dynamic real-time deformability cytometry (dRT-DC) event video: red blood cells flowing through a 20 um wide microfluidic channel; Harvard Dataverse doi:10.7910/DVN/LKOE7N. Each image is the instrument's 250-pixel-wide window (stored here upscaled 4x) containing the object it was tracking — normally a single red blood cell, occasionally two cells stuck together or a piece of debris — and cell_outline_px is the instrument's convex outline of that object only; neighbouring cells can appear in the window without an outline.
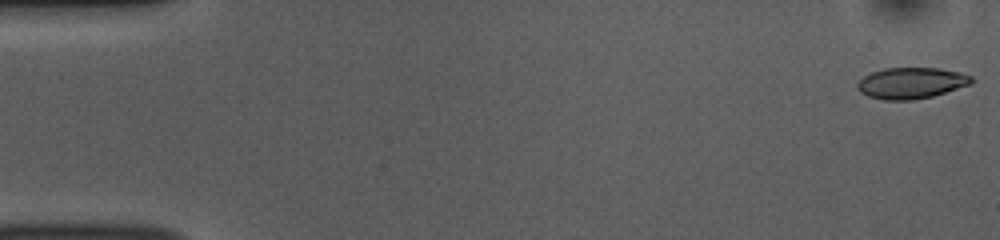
{"species": "common noctule bat (a hibernating species)", "species_latin": "Nyctalus noctula", "temperature_condition": "room temperature", "stored_images_in_passage": 52, "camera_frame_rate_fps": 3000, "um_per_image_px": 0.085, "animal": {"sex": "female", "body_mass_g": 10.0, "forearm_length_mm": 53.1}, "frame": {"image": 1, "passage_image": 1, "time_ms": 0.0, "image_size_px": [1000, 240], "cell_outline_px": [[972, 84], [932, 96], [912, 100], [884, 100], [868, 96], [860, 92], [856, 88], [856, 84], [864, 76], [872, 72], [884, 68], [936, 68], [960, 72], [972, 76]], "centroid_in_image_um": [77.44, 7.06], "position_along_channel_um": 7.6, "area_um2": 20.69}}
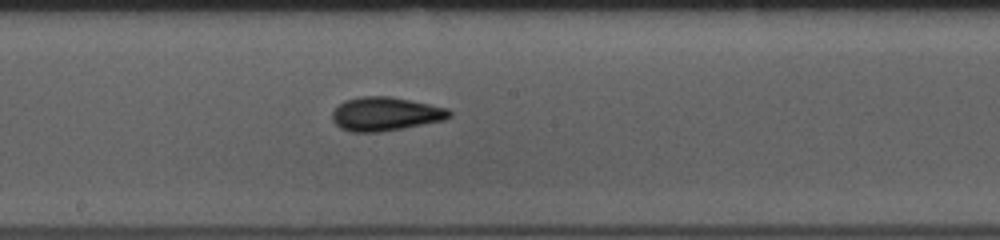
{"frame": {"image": 2, "passage_image": 28, "time_ms": 9.0, "image_size_px": [1000, 240], "cell_outline_px": [[452, 116], [444, 120], [404, 128], [380, 132], [352, 132], [340, 128], [332, 120], [332, 112], [344, 100], [360, 96], [392, 96], [448, 108], [452, 112]], "centroid_in_image_um": [32.77, 9.68], "position_along_channel_um": 215.4, "area_um2": 23.18}}
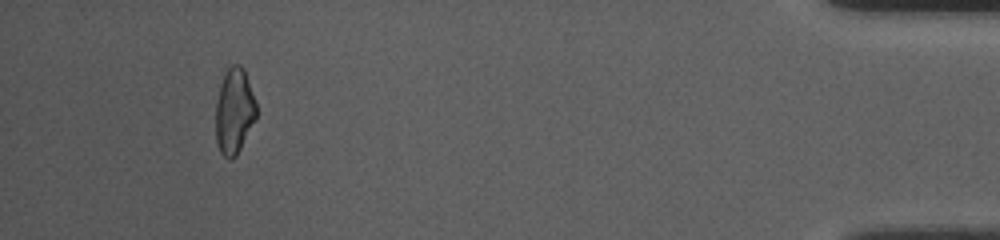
{"frame": {"image": 3, "passage_image": 49, "time_ms": 16.0, "image_size_px": [1000, 240], "cell_outline_px": [[256, 120], [236, 156], [232, 160], [228, 160], [220, 152], [216, 140], [216, 100], [220, 84], [224, 72], [232, 64], [240, 64], [244, 68], [256, 100]], "centroid_in_image_um": [19.92, 9.44], "position_along_channel_um": 415.3, "area_um2": 20.63}, "authors_computed_cell_mechanics": {"area_um2": 21.1548, "velocity_mm_per_s": 3.8069, "shape_relaxation_time_tau1_ms": 4.0443, "shape_relaxation_time_tau2_ms": 2.7615, "deformation_change_tau1": 0.1221, "deformation_change_tau2": 0.0991}}